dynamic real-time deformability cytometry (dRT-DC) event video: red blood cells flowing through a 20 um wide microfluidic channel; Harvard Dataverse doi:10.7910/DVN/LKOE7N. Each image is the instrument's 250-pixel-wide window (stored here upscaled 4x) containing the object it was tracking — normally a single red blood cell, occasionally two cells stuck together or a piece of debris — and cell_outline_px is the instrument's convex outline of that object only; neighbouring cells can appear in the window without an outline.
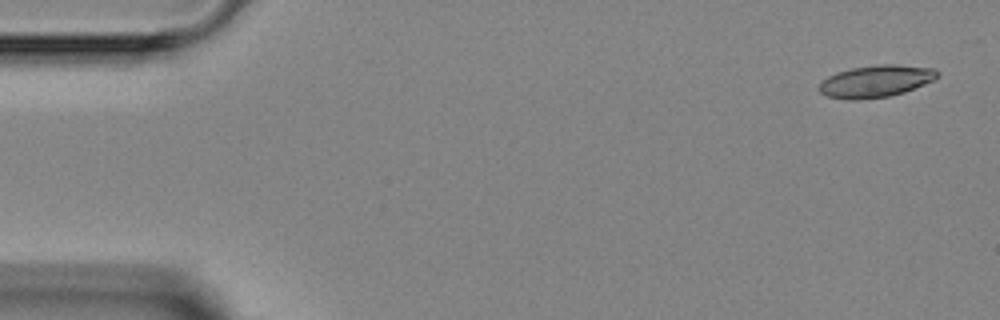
{"species": "Egyptian fruit bat (a non-hibernating species)", "species_latin": "Rousettus aegyptiacus", "temperature_condition": "room temperature", "stored_images_in_passage": 4, "camera_frame_rate_fps": 3000, "um_per_image_px": 0.085, "animal": {"sex": "female"}, "frame": {"image": 1, "passage_image": 1, "time_ms": 0.0, "image_size_px": [1000, 320], "cell_outline_px": [[940, 76], [936, 80], [904, 92], [888, 96], [856, 100], [848, 100], [828, 96], [820, 92], [816, 88], [828, 76], [836, 72], [852, 68], [880, 64], [896, 64], [936, 68], [940, 72]], "centroid_in_image_um": [74.49, 6.89], "position_along_channel_um": 10.5, "area_um2": 22.31}}